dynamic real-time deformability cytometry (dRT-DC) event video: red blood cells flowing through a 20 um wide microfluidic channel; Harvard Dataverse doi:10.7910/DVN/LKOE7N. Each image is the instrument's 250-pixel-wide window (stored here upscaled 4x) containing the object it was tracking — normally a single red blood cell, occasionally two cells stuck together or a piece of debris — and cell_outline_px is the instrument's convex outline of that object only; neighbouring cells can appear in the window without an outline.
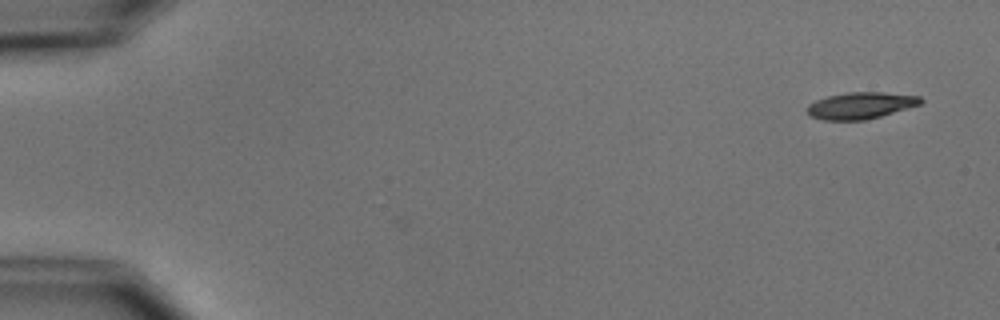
{"species": "common noctule bat (a hibernating species)", "species_latin": "Nyctalus noctula", "temperature_condition": "cold", "stored_images_in_passage": 2, "camera_frame_rate_fps": 3000, "um_per_image_px": 0.085, "animal": {"sex": "male", "body_mass_g": 15.6}, "frame": {"image": 1, "passage_image": 1, "time_ms": 0.0, "image_size_px": [1000, 320], "cell_outline_px": [[924, 100], [920, 104], [880, 116], [864, 120], [824, 120], [808, 116], [804, 108], [808, 104], [816, 100], [828, 96], [848, 92], [884, 92], [920, 96]], "centroid_in_image_um": [73.1, 8.97], "position_along_channel_um": 11.9, "area_um2": 17.69}}